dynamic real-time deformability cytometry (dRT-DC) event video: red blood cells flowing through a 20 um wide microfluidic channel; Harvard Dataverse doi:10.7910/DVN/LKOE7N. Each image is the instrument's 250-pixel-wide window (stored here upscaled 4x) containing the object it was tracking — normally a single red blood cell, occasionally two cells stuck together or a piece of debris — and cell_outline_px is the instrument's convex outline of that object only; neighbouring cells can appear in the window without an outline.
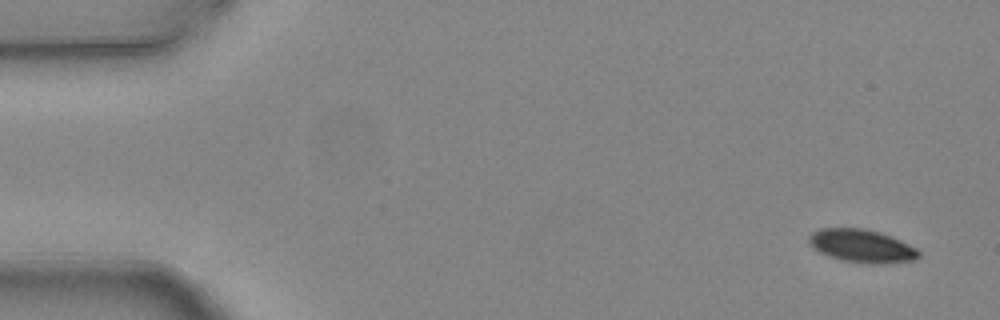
{"species": "common noctule bat (a hibernating species)", "species_latin": "Nyctalus noctula", "temperature_condition": "warm", "stored_images_in_passage": 4, "camera_frame_rate_fps": 3000, "um_per_image_px": 0.085, "animal": {"sex": "female", "body_mass_g": 24.6, "forearm_length_mm": 56.2}, "frame": {"image": 1, "passage_image": 1, "time_ms": 0.0, "image_size_px": [1000, 320], "cell_outline_px": [[920, 256], [916, 260], [888, 264], [868, 264], [844, 260], [828, 256], [812, 248], [808, 240], [808, 236], [812, 232], [820, 228], [864, 228], [880, 232], [892, 236], [916, 248], [920, 252]], "centroid_in_image_um": [73.27, 20.91], "position_along_channel_um": 11.7, "area_um2": 21.44}}
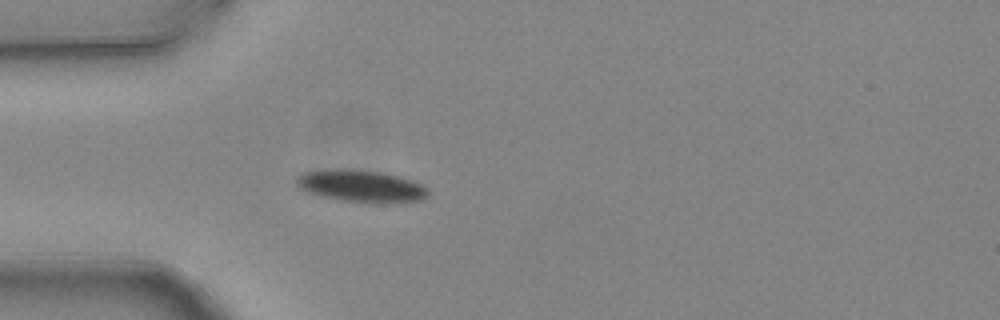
{"frame": {"image": 2, "passage_image": 4, "time_ms": 1.0, "image_size_px": [1000, 320], "cell_outline_px": [[428, 196], [420, 200], [340, 200], [320, 196], [308, 192], [300, 188], [296, 184], [296, 176], [300, 172], [336, 168], [344, 168], [380, 172], [400, 176], [412, 180], [428, 188]], "centroid_in_image_um": [30.59, 15.75], "position_along_channel_um": 54.4, "area_um2": 23.81}}